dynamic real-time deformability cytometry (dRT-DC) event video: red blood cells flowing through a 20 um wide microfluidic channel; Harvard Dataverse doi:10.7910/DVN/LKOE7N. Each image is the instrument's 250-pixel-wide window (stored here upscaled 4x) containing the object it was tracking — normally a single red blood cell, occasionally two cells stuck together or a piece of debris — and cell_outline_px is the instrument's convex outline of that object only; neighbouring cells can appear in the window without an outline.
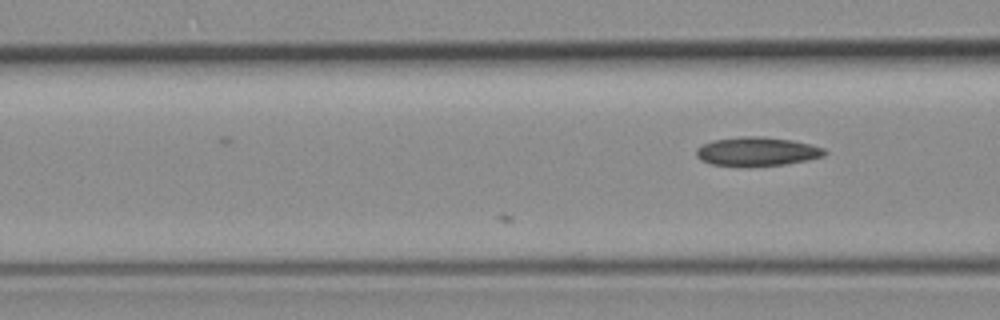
{"species": "common noctule bat (a hibernating species)", "species_latin": "Nyctalus noctula", "temperature_condition": "room temperature", "stored_images_in_passage": 4, "camera_frame_rate_fps": 3000, "um_per_image_px": 0.085, "animal": {"sex": "female", "body_mass_g": 19.3, "forearm_length_mm": 54.1}, "frame": {"image": 1, "passage_image": 4, "time_ms": 1.0, "image_size_px": [1000, 320], "cell_outline_px": [[828, 152], [824, 156], [808, 160], [784, 164], [748, 168], [744, 168], [708, 164], [700, 160], [696, 156], [696, 148], [712, 140], [744, 136], [760, 136], [792, 140], [824, 148]], "centroid_in_image_um": [64.3, 12.91], "position_along_channel_um": 102.3, "area_um2": 22.14}}